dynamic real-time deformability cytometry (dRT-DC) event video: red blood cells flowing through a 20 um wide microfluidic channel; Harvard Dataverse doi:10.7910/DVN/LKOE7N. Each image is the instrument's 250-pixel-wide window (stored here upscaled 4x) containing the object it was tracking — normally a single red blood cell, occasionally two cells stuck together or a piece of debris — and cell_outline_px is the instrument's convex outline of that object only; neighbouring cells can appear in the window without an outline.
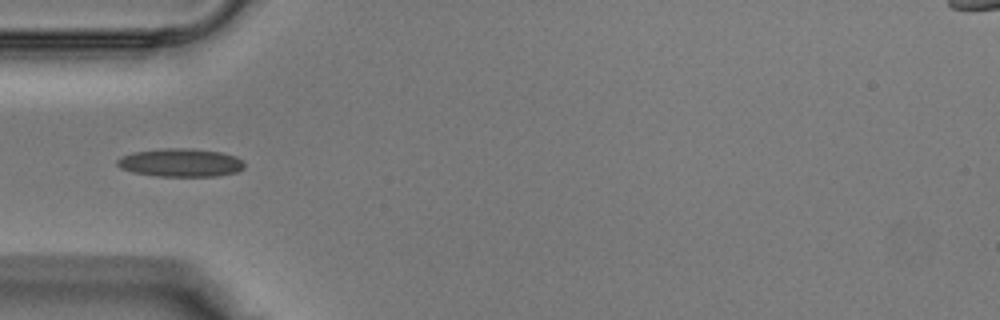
{"species": "Egyptian fruit bat (a non-hibernating species)", "species_latin": "Rousettus aegyptiacus", "temperature_condition": "warm", "stored_images_in_passage": 16, "camera_frame_rate_fps": 3000, "um_per_image_px": 0.085, "animal": {"sex": "male"}, "frame": {"image": 1, "passage_image": 3, "time_ms": 0.667, "image_size_px": [1000, 320], "cell_outline_px": [[244, 168], [236, 172], [216, 176], [156, 176], [132, 172], [120, 168], [116, 164], [116, 160], [120, 156], [132, 152], [160, 148], [192, 148], [220, 152], [236, 156], [244, 164]], "centroid_in_image_um": [15.3, 13.82], "position_along_channel_um": 69.7, "area_um2": 21.1}}
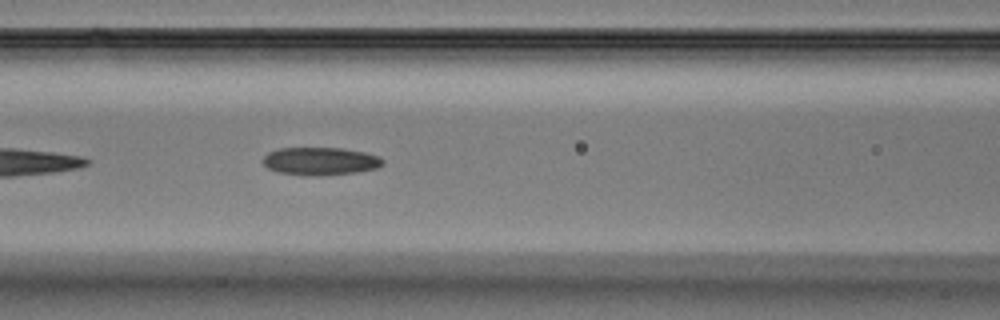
{"frame": {"image": 2, "passage_image": 7, "time_ms": 2.0, "image_size_px": [1000, 320], "cell_outline_px": [[384, 164], [376, 168], [356, 172], [280, 172], [268, 168], [264, 164], [264, 156], [268, 152], [280, 148], [344, 148], [364, 152], [380, 156], [384, 160]], "centroid_in_image_um": [27.28, 13.62], "position_along_channel_um": 139.3, "area_um2": 18.21}}
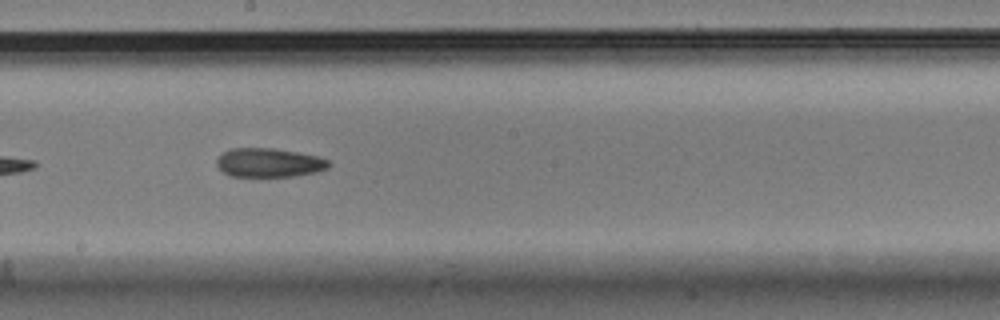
{"frame": {"image": 3, "passage_image": 12, "time_ms": 3.667, "image_size_px": [1000, 320], "cell_outline_px": [[332, 164], [328, 168], [316, 172], [292, 176], [232, 176], [224, 172], [216, 164], [216, 160], [224, 152], [232, 148], [272, 148], [320, 156], [328, 160]], "centroid_in_image_um": [22.9, 13.82], "position_along_channel_um": 225.3, "area_um2": 18.79}}